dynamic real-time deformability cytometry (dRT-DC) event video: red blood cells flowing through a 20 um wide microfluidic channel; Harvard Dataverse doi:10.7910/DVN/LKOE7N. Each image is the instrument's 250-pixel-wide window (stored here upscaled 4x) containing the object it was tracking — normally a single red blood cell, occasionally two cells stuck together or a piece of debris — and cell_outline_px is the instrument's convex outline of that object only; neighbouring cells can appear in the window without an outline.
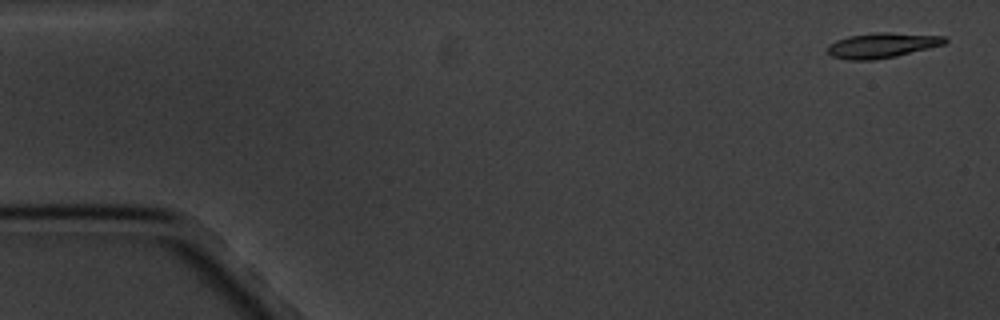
{"species": "common noctule bat (a hibernating species)", "species_latin": "Nyctalus noctula", "temperature_condition": "cold", "stored_images_in_passage": 6, "camera_frame_rate_fps": 3000, "um_per_image_px": 0.085, "animal": {"sex": "male", "body_mass_g": 20.1, "forearm_length_mm": 53.5}, "frame": {"image": 1, "passage_image": 1, "time_ms": 0.0, "image_size_px": [1000, 320], "cell_outline_px": [[948, 40], [944, 44], [896, 56], [872, 60], [848, 60], [832, 56], [828, 52], [828, 44], [836, 40], [848, 36], [876, 32], [888, 32], [944, 36]], "centroid_in_image_um": [74.95, 3.85], "position_along_channel_um": 10.1, "area_um2": 17.05}}
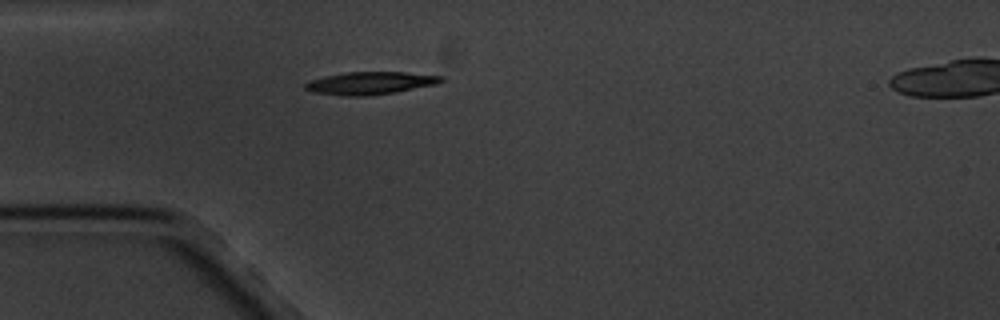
{"frame": {"image": 2, "passage_image": 5, "time_ms": 4.667, "image_size_px": [1000, 320], "cell_outline_px": [[444, 80], [436, 84], [396, 92], [368, 96], [344, 96], [312, 92], [304, 88], [304, 84], [308, 80], [324, 76], [344, 72], [404, 72], [444, 76]], "centroid_in_image_um": [31.43, 7.06], "position_along_channel_um": 53.6, "area_um2": 18.09}}